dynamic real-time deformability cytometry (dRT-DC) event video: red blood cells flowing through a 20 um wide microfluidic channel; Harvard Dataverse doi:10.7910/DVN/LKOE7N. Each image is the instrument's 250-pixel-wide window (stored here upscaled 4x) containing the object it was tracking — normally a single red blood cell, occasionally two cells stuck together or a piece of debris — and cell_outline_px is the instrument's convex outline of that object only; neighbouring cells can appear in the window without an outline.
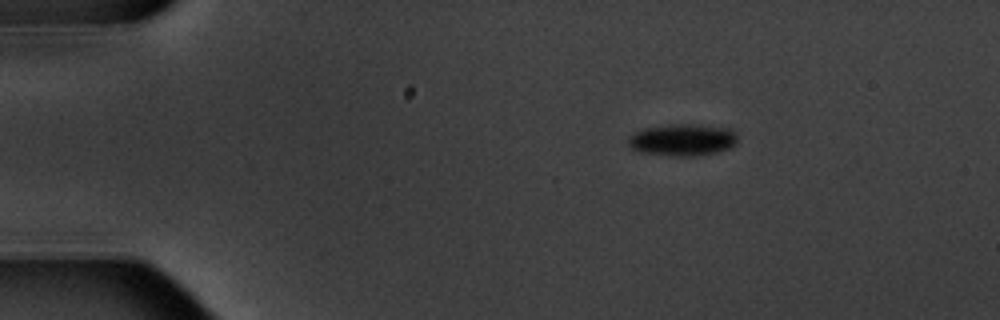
{"species": "common noctule bat (a hibernating species)", "species_latin": "Nyctalus noctula", "temperature_condition": "warm", "stored_images_in_passage": 5, "camera_frame_rate_fps": 3000, "um_per_image_px": 0.085, "animal": {"sex": "male", "body_mass_g": 20.1, "forearm_length_mm": 53.5}, "frame": {"image": 1, "passage_image": 2, "time_ms": 1.333, "image_size_px": [1000, 320], "cell_outline_px": [[736, 144], [728, 148], [716, 152], [696, 156], [676, 156], [640, 152], [632, 148], [628, 144], [628, 136], [644, 128], [672, 124], [696, 124], [732, 128], [736, 132]], "centroid_in_image_um": [58.03, 11.88], "position_along_channel_um": 27.0, "area_um2": 20.4}}
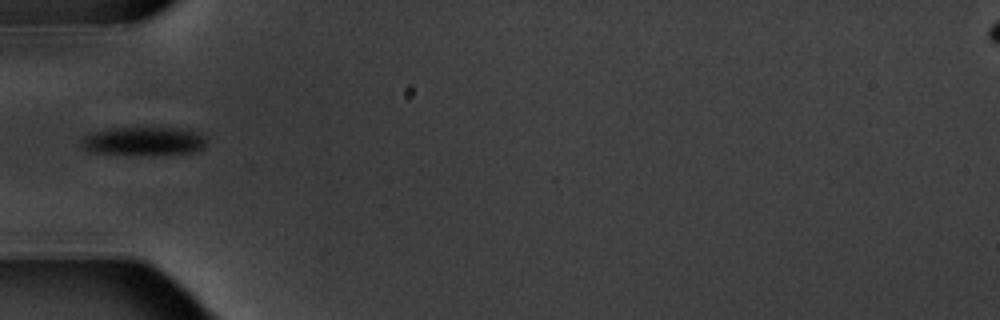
{"frame": {"image": 2, "passage_image": 5, "time_ms": 4.667, "image_size_px": [1000, 320], "cell_outline_px": [[208, 136], [204, 148], [192, 152], [152, 156], [132, 156], [88, 152], [80, 144], [80, 140], [84, 136], [92, 132], [112, 128], [184, 128], [200, 132]], "centroid_in_image_um": [12.23, 12.03], "position_along_channel_um": 72.8, "area_um2": 21.79}}